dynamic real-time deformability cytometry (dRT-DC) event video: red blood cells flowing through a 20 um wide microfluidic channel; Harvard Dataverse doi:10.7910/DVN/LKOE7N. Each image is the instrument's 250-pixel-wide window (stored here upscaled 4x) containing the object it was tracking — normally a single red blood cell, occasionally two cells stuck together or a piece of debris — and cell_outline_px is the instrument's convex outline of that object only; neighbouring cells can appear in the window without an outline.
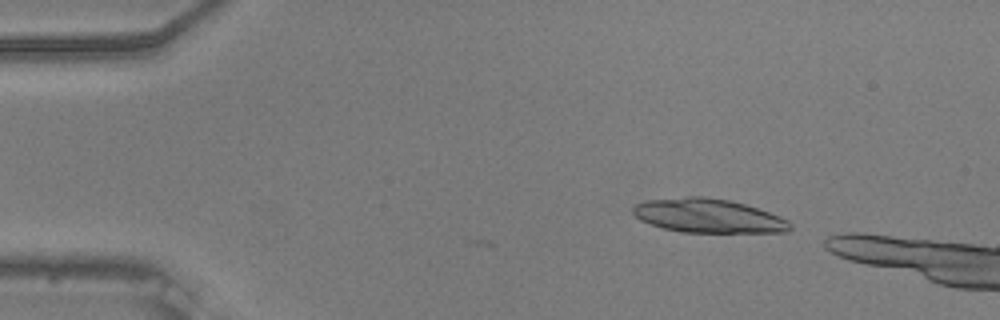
{"species": "common noctule bat (a hibernating species)", "species_latin": "Nyctalus noctula", "temperature_condition": "warm", "stored_images_in_passage": 4, "camera_frame_rate_fps": 3000, "um_per_image_px": 0.085, "animal": {"sex": "male", "body_mass_g": 20.5, "forearm_length_mm": 52.5}, "frame": {"image": 1, "passage_image": 4, "time_ms": 1.0, "image_size_px": [1000, 320], "cell_outline_px": [[792, 228], [788, 232], [680, 232], [664, 228], [640, 220], [632, 212], [632, 208], [636, 204], [644, 200], [684, 196], [704, 196], [728, 200], [744, 204], [780, 216], [788, 220], [792, 224]], "centroid_in_image_um": [60.19, 18.33], "position_along_channel_um": 24.8, "area_um2": 31.1}}